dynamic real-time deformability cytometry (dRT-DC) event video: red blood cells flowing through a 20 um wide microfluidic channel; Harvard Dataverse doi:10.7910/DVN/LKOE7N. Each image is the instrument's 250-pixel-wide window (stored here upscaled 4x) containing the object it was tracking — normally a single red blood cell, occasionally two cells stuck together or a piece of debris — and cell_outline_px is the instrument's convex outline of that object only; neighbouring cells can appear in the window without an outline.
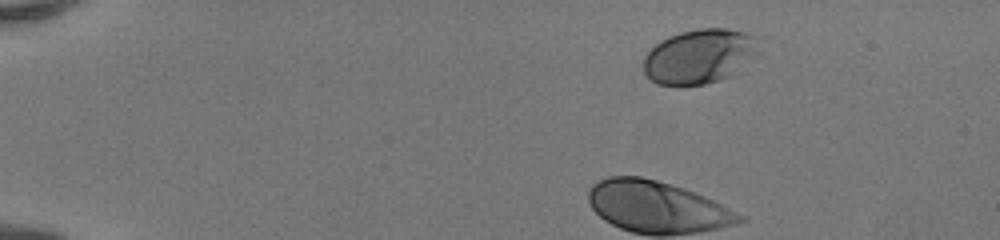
{"species": "human", "species_latin": "Homo sapiens", "temperature_condition": "room temperature", "stored_images_in_passage": 42, "camera_frame_rate_fps": 3000, "um_per_image_px": 0.085, "donor": {"sex": "female"}, "frame": {"image": 1, "passage_image": 1, "time_ms": 0.0, "image_size_px": [1000, 240], "cell_outline_px": [[756, 52], [732, 76], [720, 80], [704, 84], [656, 84], [644, 72], [644, 56], [660, 40], [668, 36], [680, 32], [700, 28], [724, 28], [748, 32], [752, 36]], "centroid_in_image_um": [59.39, 4.78], "position_along_channel_um": 25.6, "area_um2": 35.89}, "authors_computed_cell_mechanics": {"area_um2": 44.795, "velocity_mm_per_s": 4.1471, "shape_relaxation_time_tau1_ms": 2.8751, "shape_relaxation_time_tau2_ms": null, "deformation_change_tau1": 0.1903, "deformation_change_tau2": null}}